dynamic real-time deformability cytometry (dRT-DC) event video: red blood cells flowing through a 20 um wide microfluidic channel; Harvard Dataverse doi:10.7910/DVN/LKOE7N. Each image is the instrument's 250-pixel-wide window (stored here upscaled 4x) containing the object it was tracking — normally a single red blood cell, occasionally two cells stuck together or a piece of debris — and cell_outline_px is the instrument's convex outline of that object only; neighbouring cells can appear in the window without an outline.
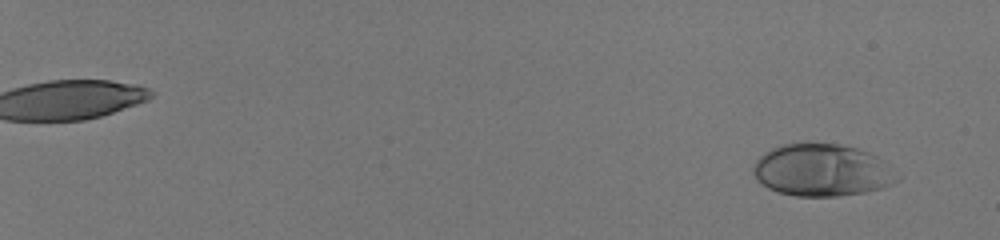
{"species": "human", "species_latin": "Homo sapiens", "temperature_condition": "room temperature", "stored_images_in_passage": 58, "camera_frame_rate_fps": 3000, "um_per_image_px": 0.085, "donor": {"sex": "male"}, "frame": {"image": 1, "passage_image": 5, "time_ms": 1.333, "image_size_px": [1000, 240], "cell_outline_px": [[900, 180], [884, 188], [864, 192], [840, 196], [796, 196], [780, 192], [768, 188], [752, 172], [752, 168], [756, 160], [760, 156], [772, 148], [784, 144], [840, 144], [856, 148], [868, 152], [876, 156], [900, 176]], "centroid_in_image_um": [69.9, 14.48], "position_along_channel_um": 15.1, "area_um2": 43.41}}
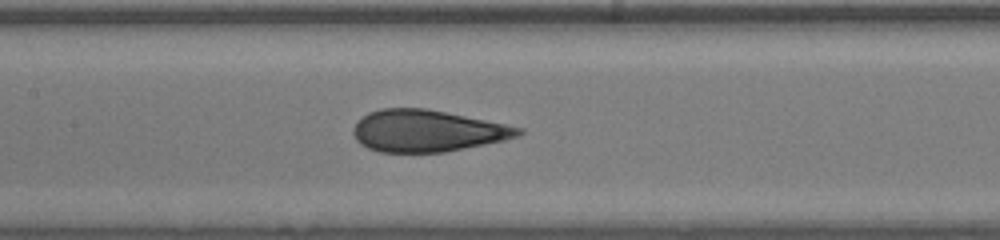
{"frame": {"image": 2, "passage_image": 35, "time_ms": 11.333, "image_size_px": [1000, 240], "cell_outline_px": [[524, 132], [520, 136], [504, 140], [444, 152], [380, 152], [368, 148], [360, 144], [356, 140], [352, 132], [352, 128], [356, 120], [368, 112], [380, 108], [424, 108], [524, 128]], "centroid_in_image_um": [36.25, 11.12], "position_along_channel_um": 171.1, "area_um2": 40.11}}
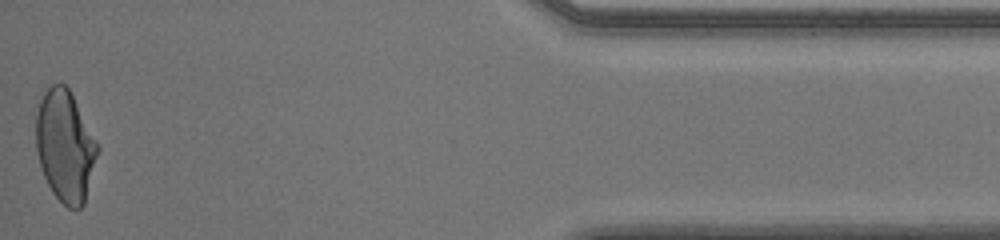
{"frame": {"image": 3, "passage_image": 58, "time_ms": 19.0, "image_size_px": [1000, 240], "cell_outline_px": [[100, 148], [84, 204], [80, 208], [68, 208], [52, 192], [44, 176], [36, 152], [36, 116], [40, 100], [44, 92], [52, 84], [64, 84], [68, 88], [96, 140]], "centroid_in_image_um": [5.53, 12.43], "position_along_channel_um": 429.7, "area_um2": 39.59}, "authors_computed_cell_mechanics": {"area_um2": 41.0958, "velocity_mm_per_s": 4.0496, "shape_relaxation_time_tau1_ms": 8.2789, "shape_relaxation_time_tau2_ms": null, "deformation_change_tau1": 0.2425, "deformation_change_tau2": null}}